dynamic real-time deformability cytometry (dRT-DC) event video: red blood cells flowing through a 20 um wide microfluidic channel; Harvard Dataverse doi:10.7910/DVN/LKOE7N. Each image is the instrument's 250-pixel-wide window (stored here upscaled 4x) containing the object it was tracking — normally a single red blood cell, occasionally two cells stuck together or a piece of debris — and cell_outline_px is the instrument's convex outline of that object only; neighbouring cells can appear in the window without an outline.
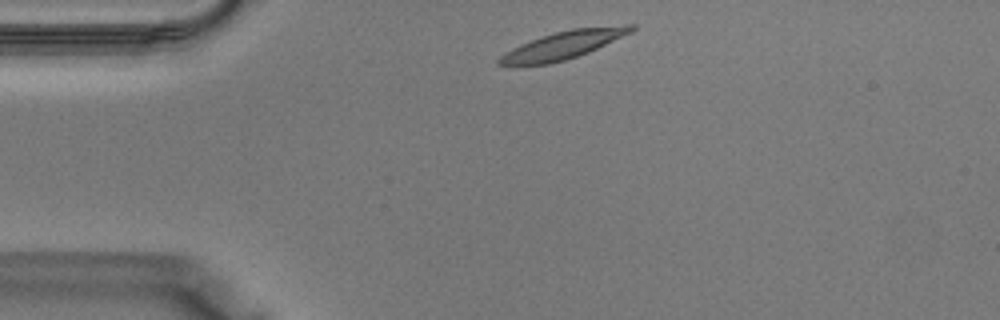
{"species": "Egyptian fruit bat (a non-hibernating species)", "species_latin": "Rousettus aegyptiacus", "temperature_condition": "warm", "stored_images_in_passage": 33, "camera_frame_rate_fps": 3000, "um_per_image_px": 0.085, "animal": {"sex": "male"}, "frame": {"image": 1, "passage_image": 2, "time_ms": 0.333, "image_size_px": [1000, 320], "cell_outline_px": [[636, 28], [632, 32], [588, 52], [564, 60], [548, 64], [496, 64], [496, 60], [504, 52], [512, 48], [532, 40], [556, 32], [572, 28], [624, 24], [636, 24]], "centroid_in_image_um": [47.94, 3.8], "position_along_channel_um": 37.1, "area_um2": 21.1}}
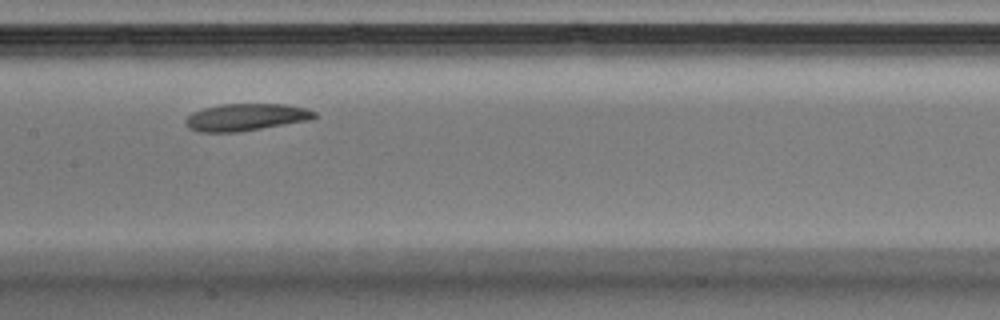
{"frame": {"image": 2, "passage_image": 13, "time_ms": 4.0, "image_size_px": [1000, 320], "cell_outline_px": [[316, 116], [312, 120], [236, 132], [200, 132], [188, 128], [184, 124], [184, 120], [192, 112], [204, 108], [220, 104], [284, 104], [304, 108], [316, 112]], "centroid_in_image_um": [20.87, 9.96], "position_along_channel_um": 186.5, "area_um2": 20.4}}
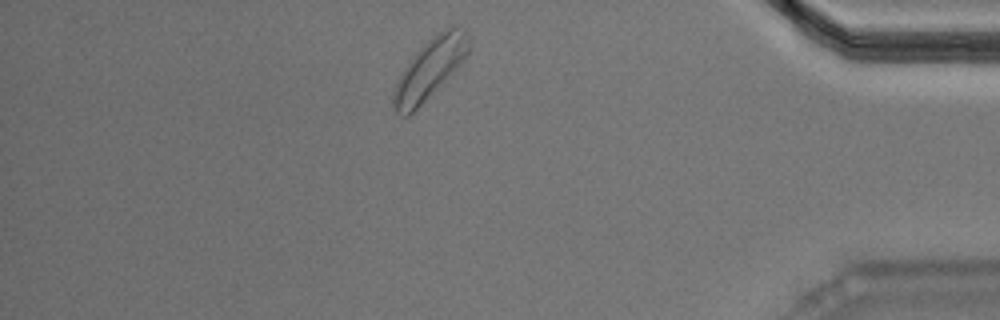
{"frame": {"image": 3, "passage_image": 28, "time_ms": 9.0, "image_size_px": [1000, 320], "cell_outline_px": [[468, 52], [456, 68], [408, 116], [404, 116], [396, 112], [392, 108], [392, 92], [396, 80], [412, 56], [432, 36], [444, 28], [456, 24], [464, 28], [468, 32]], "centroid_in_image_um": [36.49, 5.8], "position_along_channel_um": 398.7, "area_um2": 25.84}}